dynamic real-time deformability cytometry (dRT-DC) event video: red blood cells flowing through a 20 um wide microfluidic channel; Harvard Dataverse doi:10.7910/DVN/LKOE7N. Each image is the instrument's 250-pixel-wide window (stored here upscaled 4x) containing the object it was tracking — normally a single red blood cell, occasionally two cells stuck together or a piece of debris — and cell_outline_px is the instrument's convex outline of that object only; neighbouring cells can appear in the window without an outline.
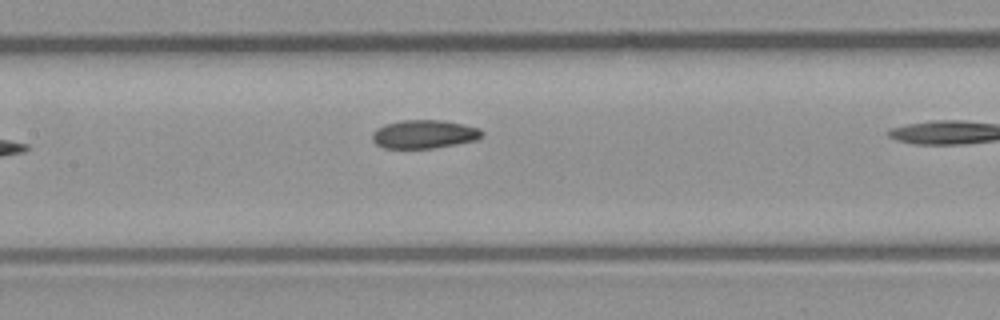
{"species": "common noctule bat (a hibernating species)", "species_latin": "Nyctalus noctula", "temperature_condition": "room temperature", "stored_images_in_passage": 5, "camera_frame_rate_fps": 3000, "um_per_image_px": 0.085, "animal": {"sex": "male", "body_mass_g": 23.1, "forearm_length_mm": 52.7}, "frame": {"image": 1, "passage_image": 4, "time_ms": 1.0, "image_size_px": [1000, 320], "cell_outline_px": [[484, 136], [476, 140], [436, 148], [384, 148], [376, 144], [372, 140], [372, 132], [376, 128], [384, 124], [404, 120], [440, 120], [464, 124], [480, 128], [484, 132]], "centroid_in_image_um": [36.06, 11.4], "position_along_channel_um": 171.3, "area_um2": 18.38}}